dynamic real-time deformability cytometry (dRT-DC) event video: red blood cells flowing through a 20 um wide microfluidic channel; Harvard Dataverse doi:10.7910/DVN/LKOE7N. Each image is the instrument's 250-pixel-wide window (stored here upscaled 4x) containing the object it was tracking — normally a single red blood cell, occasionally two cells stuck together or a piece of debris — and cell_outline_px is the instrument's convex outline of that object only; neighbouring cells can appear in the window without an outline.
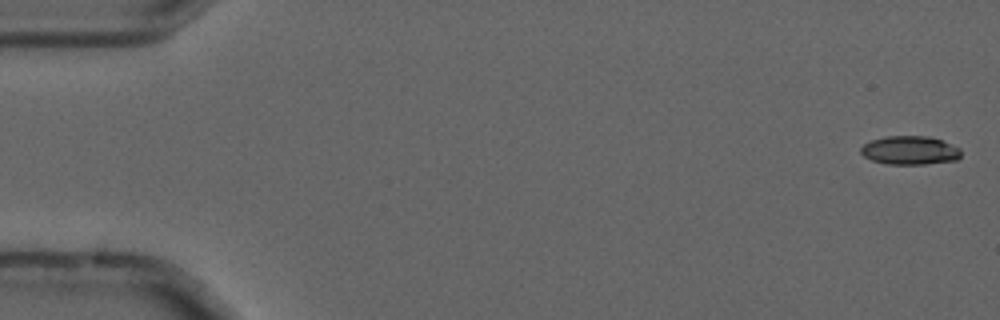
{"species": "common noctule bat (a hibernating species)", "species_latin": "Nyctalus noctula", "temperature_condition": "cold", "stored_images_in_passage": 56, "camera_frame_rate_fps": 3000, "um_per_image_px": 0.085, "animal": {"sex": "male", "forearm_length_mm": 52.5}, "frame": {"image": 1, "passage_image": 2, "time_ms": 0.333, "image_size_px": [1000, 320], "cell_outline_px": [[960, 156], [956, 160], [924, 164], [888, 164], [872, 160], [864, 156], [860, 152], [860, 148], [864, 144], [872, 140], [884, 136], [928, 136], [940, 140], [960, 148]], "centroid_in_image_um": [77.32, 12.78], "position_along_channel_um": 7.7, "area_um2": 16.59}}
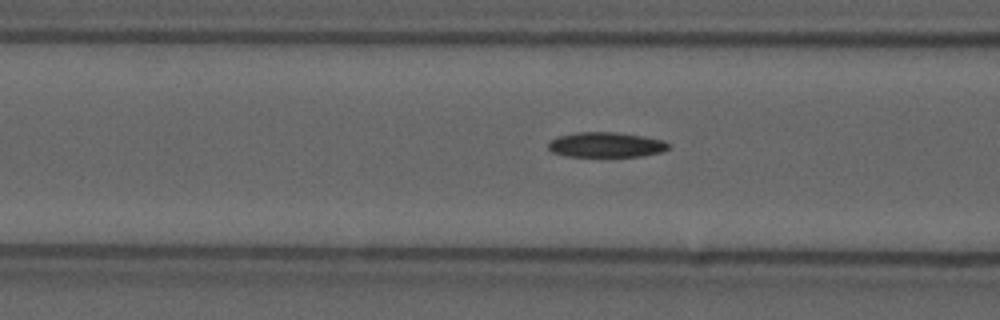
{"frame": {"image": 2, "passage_image": 22, "time_ms": 7.0, "image_size_px": [1000, 320], "cell_outline_px": [[668, 148], [664, 152], [644, 156], [564, 156], [552, 152], [548, 148], [548, 140], [556, 136], [576, 132], [616, 132], [644, 136], [664, 140], [668, 144]], "centroid_in_image_um": [51.48, 12.3], "position_along_channel_um": 115.1, "area_um2": 17.8}}
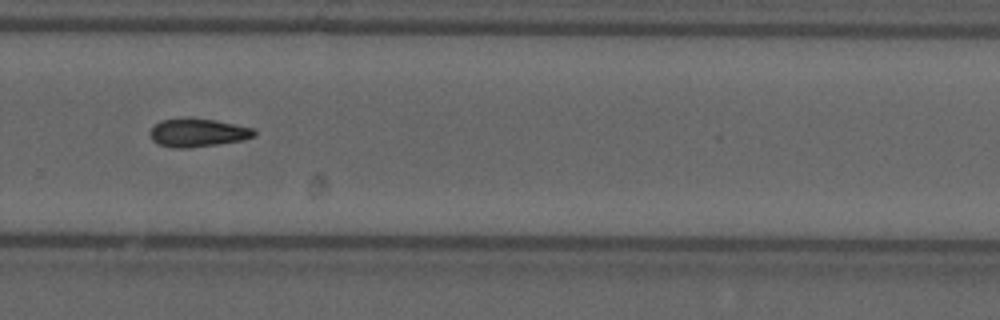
{"frame": {"image": 3, "passage_image": 38, "time_ms": 12.333, "image_size_px": [1000, 320], "cell_outline_px": [[256, 136], [244, 140], [188, 148], [172, 148], [156, 144], [152, 140], [152, 128], [160, 120], [184, 116], [188, 116], [216, 120], [256, 128]], "centroid_in_image_um": [16.84, 11.25], "position_along_channel_um": 313.0, "area_um2": 17.63}}